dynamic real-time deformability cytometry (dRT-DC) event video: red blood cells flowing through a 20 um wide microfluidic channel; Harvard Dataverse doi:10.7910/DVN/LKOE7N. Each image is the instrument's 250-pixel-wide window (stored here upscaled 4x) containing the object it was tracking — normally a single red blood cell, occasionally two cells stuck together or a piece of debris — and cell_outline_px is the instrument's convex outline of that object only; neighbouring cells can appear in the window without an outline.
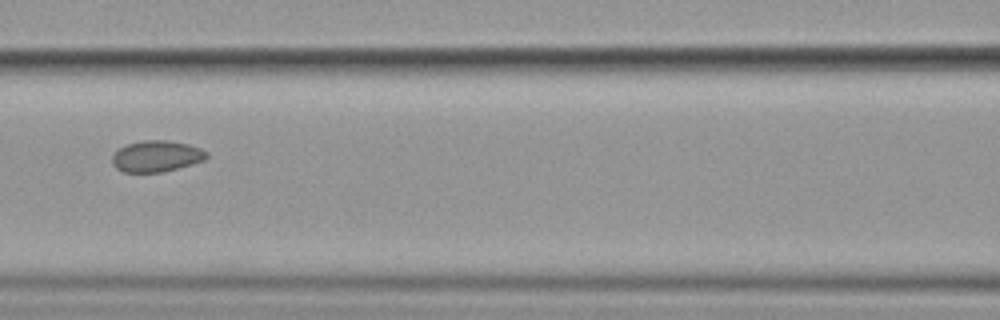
{"species": "common noctule bat (a hibernating species)", "species_latin": "Nyctalus noctula", "temperature_condition": "cold", "stored_images_in_passage": 11, "segment_of_instrument_passage": [1, 2], "camera_frame_rate_fps": 3000, "um_per_image_px": 0.085, "animal": {"sex": "female", "body_mass_g": 19.9}, "frame": {"image": 1, "passage_image": 7, "time_ms": 7.0, "image_size_px": [1000, 320], "cell_outline_px": [[208, 156], [204, 160], [192, 164], [160, 172], [124, 172], [116, 168], [112, 164], [112, 156], [120, 148], [128, 144], [144, 140], [168, 140], [188, 144], [200, 148], [208, 152]], "centroid_in_image_um": [13.31, 13.27], "position_along_channel_um": 153.3, "area_um2": 17.05}}
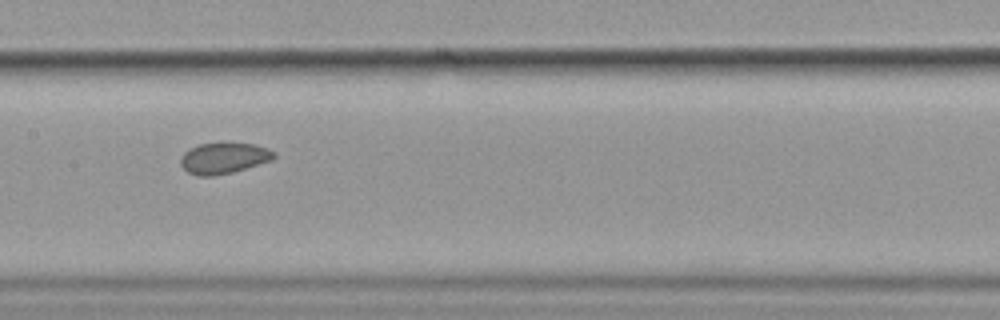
{"frame": {"image": 2, "passage_image": 8, "time_ms": 8.0, "image_size_px": [1000, 320], "cell_outline_px": [[276, 156], [272, 160], [232, 172], [212, 176], [196, 176], [188, 172], [180, 164], [180, 156], [184, 152], [200, 144], [220, 140], [256, 144], [268, 148], [276, 152]], "centroid_in_image_um": [19.03, 13.39], "position_along_channel_um": 188.4, "area_um2": 17.46}}
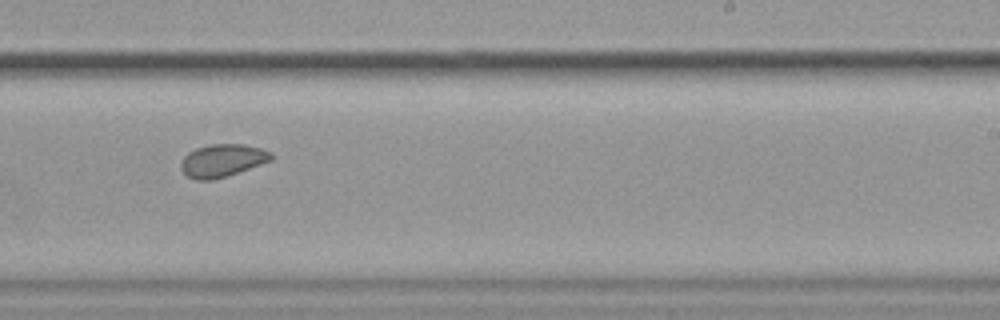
{"frame": {"image": 3, "passage_image": 10, "time_ms": 10.333, "image_size_px": [1000, 320], "cell_outline_px": [[272, 160], [228, 176], [212, 180], [196, 180], [188, 176], [180, 168], [180, 160], [188, 152], [196, 148], [208, 144], [244, 144], [260, 148], [272, 152]], "centroid_in_image_um": [18.88, 13.64], "position_along_channel_um": 270.1, "area_um2": 17.34}}